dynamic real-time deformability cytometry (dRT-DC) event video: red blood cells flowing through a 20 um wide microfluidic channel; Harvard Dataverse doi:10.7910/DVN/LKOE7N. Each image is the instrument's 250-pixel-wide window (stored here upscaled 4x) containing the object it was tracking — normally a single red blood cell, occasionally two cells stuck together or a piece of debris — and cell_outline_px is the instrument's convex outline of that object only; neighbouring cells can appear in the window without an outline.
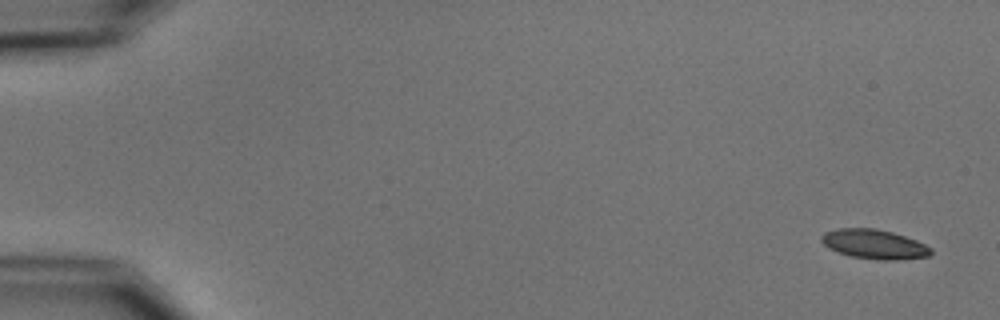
{"species": "common noctule bat (a hibernating species)", "species_latin": "Nyctalus noctula", "temperature_condition": "cold", "stored_images_in_passage": 5, "camera_frame_rate_fps": 3000, "um_per_image_px": 0.085, "animal": {"sex": "male", "body_mass_g": 15.6}, "frame": {"image": 1, "passage_image": 1, "time_ms": 0.0, "image_size_px": [1000, 320], "cell_outline_px": [[932, 252], [928, 256], [896, 260], [880, 260], [852, 256], [828, 248], [820, 240], [820, 236], [824, 232], [840, 228], [876, 228], [892, 232], [916, 240], [932, 248]], "centroid_in_image_um": [74.3, 20.75], "position_along_channel_um": 10.7, "area_um2": 18.67}}
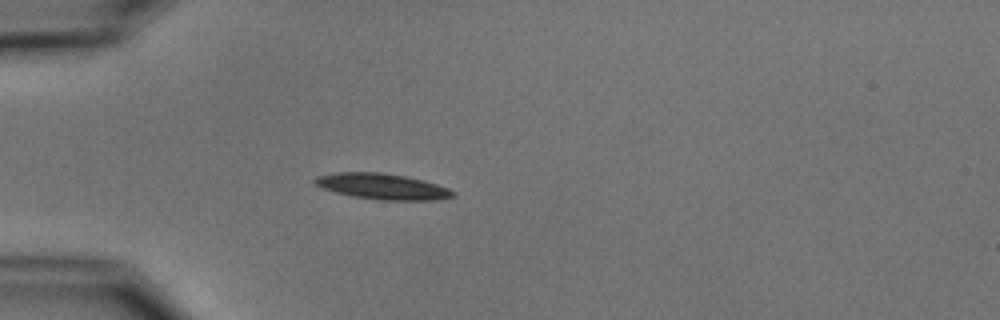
{"frame": {"image": 2, "passage_image": 5, "time_ms": 4.667, "image_size_px": [1000, 320], "cell_outline_px": [[456, 196], [436, 200], [380, 200], [352, 196], [336, 192], [324, 188], [316, 184], [312, 180], [316, 176], [336, 172], [380, 172], [404, 176], [436, 184], [448, 188], [456, 192]], "centroid_in_image_um": [32.5, 15.85], "position_along_channel_um": 52.5, "area_um2": 20.63}}